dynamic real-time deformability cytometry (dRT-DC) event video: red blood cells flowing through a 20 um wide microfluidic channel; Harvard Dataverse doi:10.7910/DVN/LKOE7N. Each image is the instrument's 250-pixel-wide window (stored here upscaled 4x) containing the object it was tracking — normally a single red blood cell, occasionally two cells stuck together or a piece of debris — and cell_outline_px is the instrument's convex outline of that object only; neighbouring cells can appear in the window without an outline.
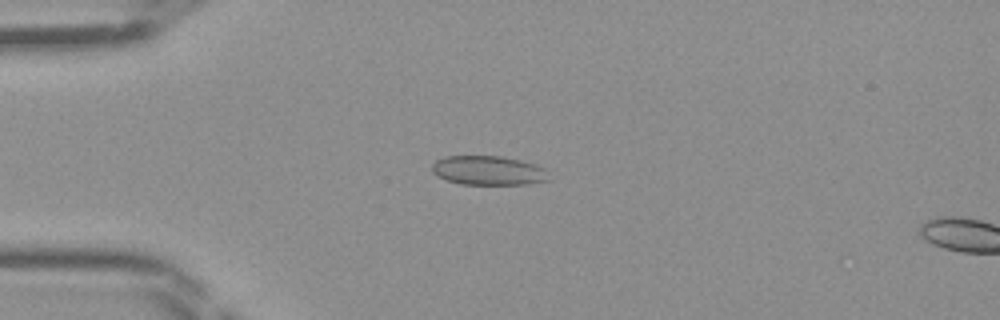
{"species": "Egyptian fruit bat (a non-hibernating species)", "species_latin": "Rousettus aegyptiacus", "temperature_condition": "room temperature", "stored_images_in_passage": 10, "camera_frame_rate_fps": 3000, "um_per_image_px": 0.085, "frame": {"image": 1, "passage_image": 7, "time_ms": 2.0, "image_size_px": [1000, 320], "cell_outline_px": [[552, 180], [528, 184], [460, 184], [448, 180], [432, 172], [432, 164], [436, 160], [444, 156], [500, 156], [520, 160], [536, 164], [544, 168]], "centroid_in_image_um": [41.55, 14.49], "position_along_channel_um": 43.5, "area_um2": 19.94}}